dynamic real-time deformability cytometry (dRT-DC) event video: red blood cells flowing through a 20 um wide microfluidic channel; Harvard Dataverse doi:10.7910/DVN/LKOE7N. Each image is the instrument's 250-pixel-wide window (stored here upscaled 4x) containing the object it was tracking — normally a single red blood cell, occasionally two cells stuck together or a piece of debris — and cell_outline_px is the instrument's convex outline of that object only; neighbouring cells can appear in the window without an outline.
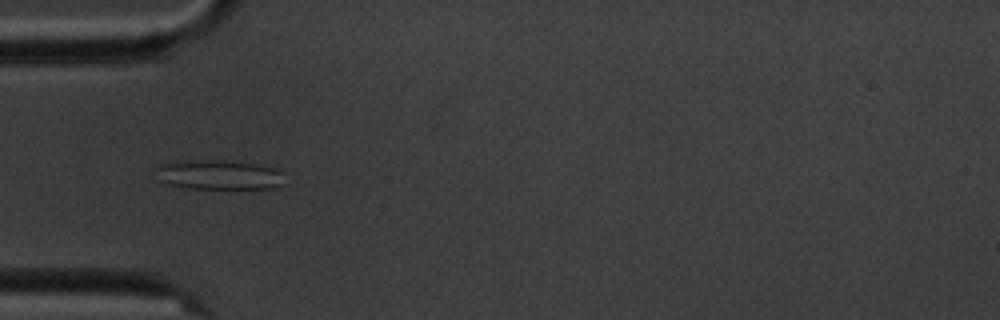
{"species": "common noctule bat (a hibernating species)", "species_latin": "Nyctalus noctula", "temperature_condition": "cold", "stored_images_in_passage": 6, "camera_frame_rate_fps": 3000, "um_per_image_px": 0.085, "animal": {"sex": "male", "body_mass_g": 20.1, "forearm_length_mm": 53.5}, "frame": {"image": 1, "passage_image": 4, "time_ms": 4.333, "image_size_px": [1000, 320], "cell_outline_px": [[284, 184], [276, 188], [188, 188], [168, 184], [156, 180], [156, 168], [160, 164], [176, 160], [216, 160], [252, 164], [276, 168], [280, 172]], "centroid_in_image_um": [18.52, 14.85], "position_along_channel_um": 66.5, "area_um2": 22.2}}
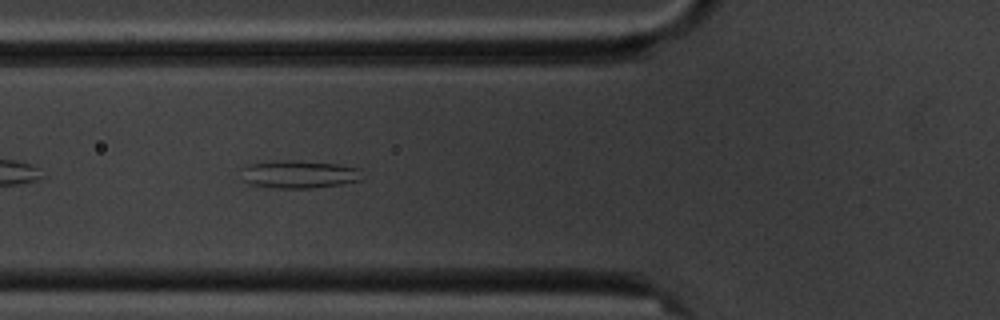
{"frame": {"image": 2, "passage_image": 5, "time_ms": 5.333, "image_size_px": [1000, 320], "cell_outline_px": [[360, 180], [340, 184], [312, 188], [272, 188], [248, 184], [244, 180], [240, 168], [244, 164], [272, 160], [296, 160], [336, 164], [360, 168]], "centroid_in_image_um": [25.31, 14.8], "position_along_channel_um": 100.5, "area_um2": 19.88}}